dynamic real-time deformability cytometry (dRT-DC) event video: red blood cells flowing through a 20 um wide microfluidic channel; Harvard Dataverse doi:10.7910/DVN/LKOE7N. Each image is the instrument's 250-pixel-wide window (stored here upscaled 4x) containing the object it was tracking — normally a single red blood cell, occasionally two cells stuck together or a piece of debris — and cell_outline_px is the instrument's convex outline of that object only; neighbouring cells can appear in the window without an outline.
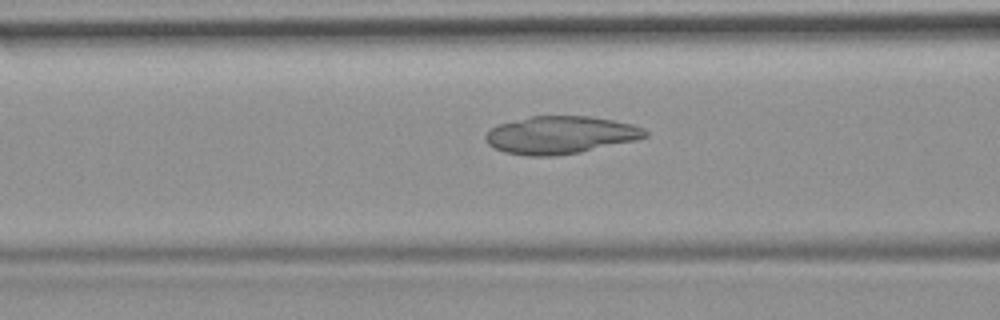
{"species": "common noctule bat (a hibernating species)", "species_latin": "Nyctalus noctula", "temperature_condition": "room temperature", "stored_images_in_passage": 14, "camera_frame_rate_fps": 3000, "um_per_image_px": 0.085, "animal": {"sex": "female", "body_mass_g": 19.9}, "frame": {"image": 1, "passage_image": 12, "time_ms": 3.667, "image_size_px": [1000, 320], "cell_outline_px": [[648, 136], [636, 140], [580, 152], [556, 156], [528, 156], [504, 152], [492, 148], [484, 140], [484, 136], [488, 128], [496, 124], [532, 116], [592, 116], [632, 124], [644, 128], [648, 132]], "centroid_in_image_um": [47.58, 11.47], "position_along_channel_um": 119.0, "area_um2": 35.37}}